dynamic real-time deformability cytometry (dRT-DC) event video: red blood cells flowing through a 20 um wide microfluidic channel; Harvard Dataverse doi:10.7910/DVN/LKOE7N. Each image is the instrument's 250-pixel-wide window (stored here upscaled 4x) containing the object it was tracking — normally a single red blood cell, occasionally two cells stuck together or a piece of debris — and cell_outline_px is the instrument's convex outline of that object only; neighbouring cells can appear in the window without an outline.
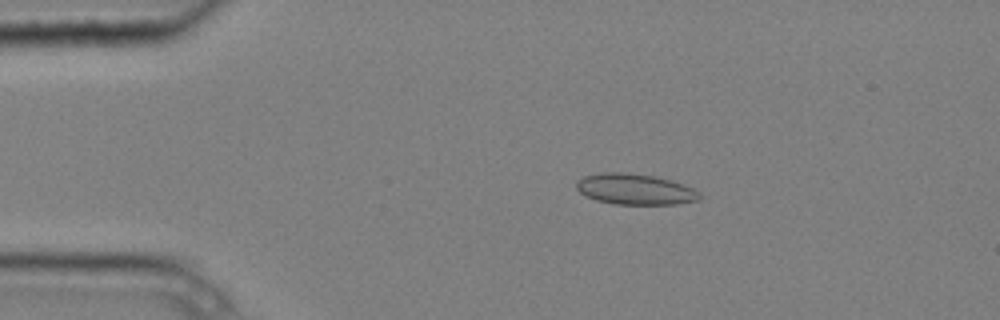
{"species": "common noctule bat (a hibernating species)", "species_latin": "Nyctalus noctula", "temperature_condition": "cold", "stored_images_in_passage": 5, "camera_frame_rate_fps": 3000, "um_per_image_px": 0.085, "animal": {"sex": "male", "body_mass_g": 20.4}, "frame": {"image": 1, "passage_image": 3, "time_ms": 0.667, "image_size_px": [1000, 320], "cell_outline_px": [[700, 200], [676, 204], [616, 204], [596, 200], [580, 192], [576, 188], [576, 180], [584, 176], [600, 172], [628, 172], [652, 176], [672, 180], [692, 188], [700, 192]], "centroid_in_image_um": [53.97, 16.07], "position_along_channel_um": 31.0, "area_um2": 22.14}}
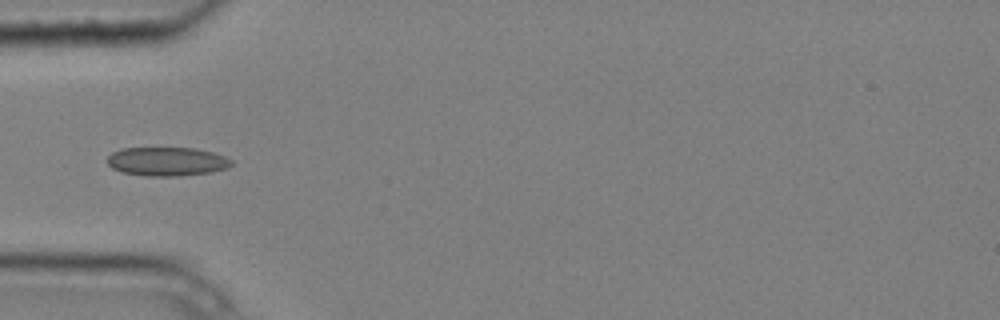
{"frame": {"image": 2, "passage_image": 5, "time_ms": 1.333, "image_size_px": [1000, 320], "cell_outline_px": [[232, 164], [228, 168], [212, 172], [180, 176], [144, 176], [120, 172], [112, 168], [108, 164], [108, 156], [112, 152], [120, 148], [196, 148], [212, 152], [224, 156], [232, 160]], "centroid_in_image_um": [14.18, 13.73], "position_along_channel_um": 70.8, "area_um2": 21.04}}